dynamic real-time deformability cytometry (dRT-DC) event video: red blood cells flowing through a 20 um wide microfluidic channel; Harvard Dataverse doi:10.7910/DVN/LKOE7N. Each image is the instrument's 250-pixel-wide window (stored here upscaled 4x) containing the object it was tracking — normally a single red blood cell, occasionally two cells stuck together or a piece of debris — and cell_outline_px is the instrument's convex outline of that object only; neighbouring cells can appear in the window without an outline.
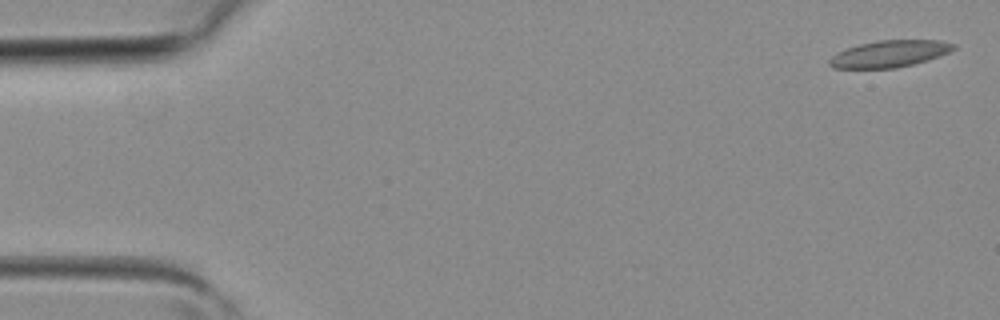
{"species": "common noctule bat (a hibernating species)", "species_latin": "Nyctalus noctula", "temperature_condition": "room temperature", "stored_images_in_passage": 2, "camera_frame_rate_fps": 3000, "um_per_image_px": 0.085, "animal": {"sex": "female", "body_mass_g": 19.3, "forearm_length_mm": 54.1}, "frame": {"image": 1, "passage_image": 2, "time_ms": 0.333, "image_size_px": [1000, 320], "cell_outline_px": [[956, 48], [940, 56], [928, 60], [896, 68], [832, 68], [828, 64], [828, 60], [832, 56], [848, 48], [860, 44], [880, 40], [940, 40], [956, 44]], "centroid_in_image_um": [75.64, 4.57], "position_along_channel_um": 9.4, "area_um2": 19.25}}